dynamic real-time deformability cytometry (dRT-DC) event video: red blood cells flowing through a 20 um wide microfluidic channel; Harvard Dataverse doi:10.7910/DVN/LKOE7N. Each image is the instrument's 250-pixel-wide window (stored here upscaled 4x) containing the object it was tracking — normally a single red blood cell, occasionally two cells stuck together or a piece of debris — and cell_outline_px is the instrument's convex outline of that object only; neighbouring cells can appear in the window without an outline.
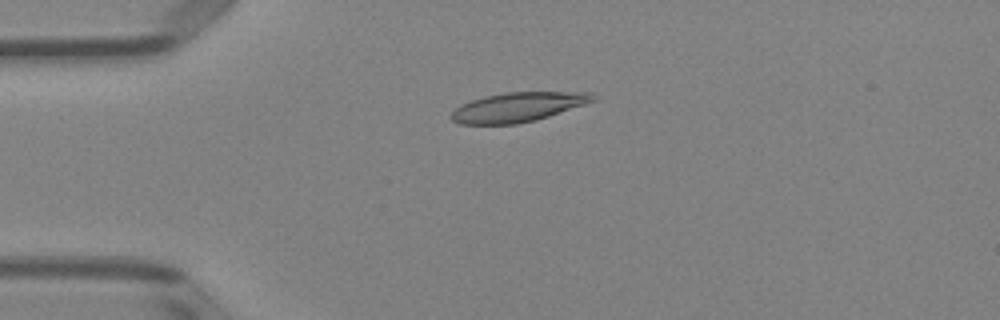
{"species": "Egyptian fruit bat (a non-hibernating species)", "species_latin": "Rousettus aegyptiacus", "temperature_condition": "room temperature", "stored_images_in_passage": 5, "camera_frame_rate_fps": 3000, "um_per_image_px": 0.085, "animal": {"sex": "female"}, "frame": {"image": 1, "passage_image": 2, "time_ms": 1.0, "image_size_px": [1000, 320], "cell_outline_px": [[596, 100], [536, 120], [516, 124], [460, 124], [452, 120], [452, 112], [460, 104], [484, 96], [504, 92], [592, 92], [596, 96]], "centroid_in_image_um": [44.02, 9.09], "position_along_channel_um": 41.0, "area_um2": 24.16}}
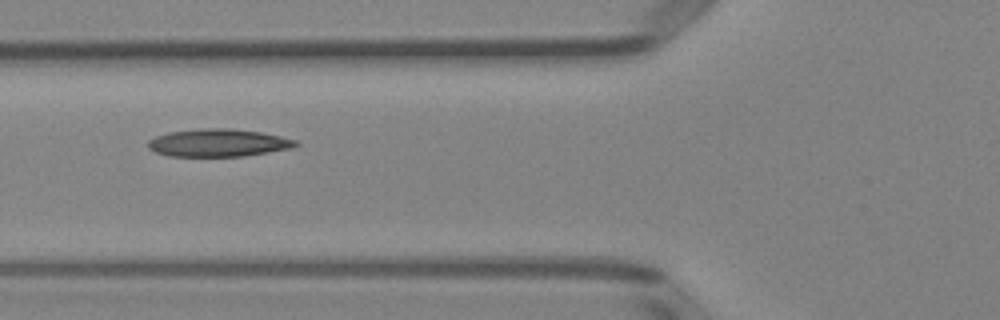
{"frame": {"image": 2, "passage_image": 4, "time_ms": 3.333, "image_size_px": [1000, 320], "cell_outline_px": [[300, 144], [292, 148], [244, 156], [168, 156], [156, 152], [148, 148], [148, 140], [156, 136], [168, 132], [200, 128], [232, 128], [260, 132], [280, 136], [296, 140]], "centroid_in_image_um": [18.55, 12.13], "position_along_channel_um": 107.3, "area_um2": 23.87}}
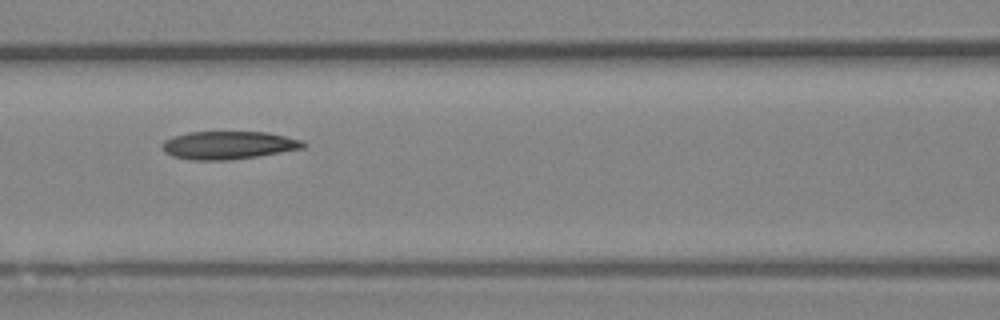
{"frame": {"image": 3, "passage_image": 5, "time_ms": 4.333, "image_size_px": [1000, 320], "cell_outline_px": [[308, 144], [304, 148], [232, 160], [188, 160], [172, 156], [164, 152], [160, 144], [164, 140], [172, 136], [188, 132], [268, 132], [304, 140]], "centroid_in_image_um": [19.39, 12.34], "position_along_channel_um": 147.2, "area_um2": 23.29}}